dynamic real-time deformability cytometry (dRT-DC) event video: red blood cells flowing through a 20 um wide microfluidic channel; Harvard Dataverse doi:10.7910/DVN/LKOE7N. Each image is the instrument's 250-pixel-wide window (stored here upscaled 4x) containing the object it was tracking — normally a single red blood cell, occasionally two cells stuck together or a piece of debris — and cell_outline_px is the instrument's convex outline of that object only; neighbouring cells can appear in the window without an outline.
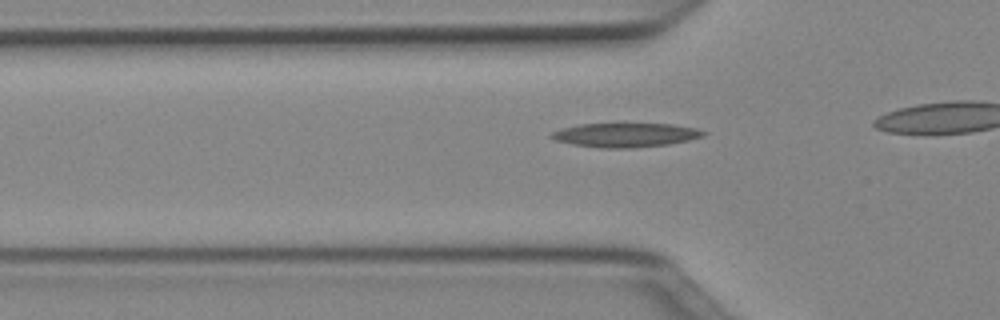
{"species": "Egyptian fruit bat (a non-hibernating species)", "species_latin": "Rousettus aegyptiacus", "temperature_condition": "cold", "stored_images_in_passage": 31, "camera_frame_rate_fps": 3000, "um_per_image_px": 0.085, "animal": {"sex": "female"}, "frame": {"image": 1, "passage_image": 7, "time_ms": 2.0, "image_size_px": [1000, 320], "cell_outline_px": [[708, 132], [704, 136], [688, 140], [668, 144], [628, 148], [600, 148], [572, 144], [552, 140], [548, 136], [552, 132], [560, 128], [580, 124], [672, 124], [696, 128]], "centroid_in_image_um": [53.12, 11.47], "position_along_channel_um": 72.7, "area_um2": 21.39}}
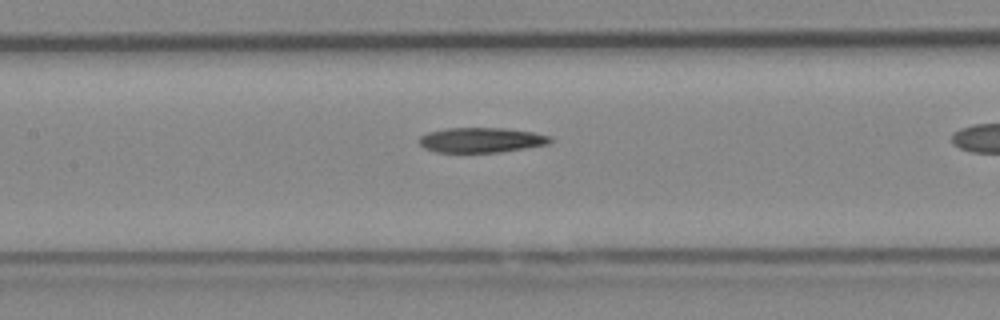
{"frame": {"image": 2, "passage_image": 14, "time_ms": 4.333, "image_size_px": [1000, 320], "cell_outline_px": [[552, 140], [548, 144], [500, 152], [436, 152], [424, 148], [420, 144], [420, 136], [428, 132], [448, 128], [504, 128], [532, 132], [552, 136]], "centroid_in_image_um": [40.91, 11.9], "position_along_channel_um": 166.5, "area_um2": 18.96}}
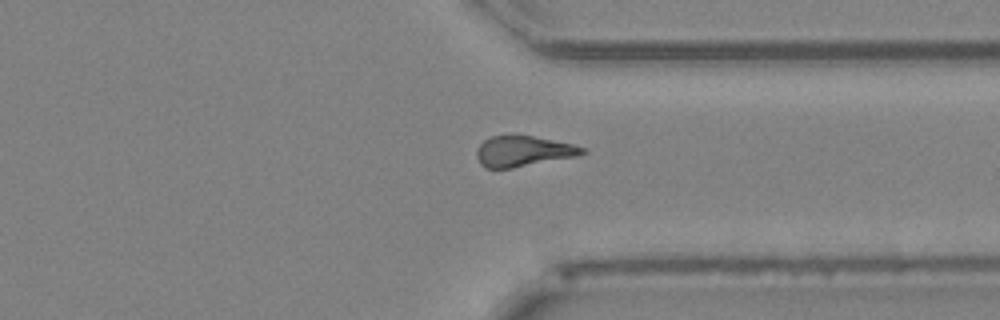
{"frame": {"image": 3, "passage_image": 29, "time_ms": 9.333, "image_size_px": [1000, 320], "cell_outline_px": [[588, 152], [576, 156], [512, 168], [484, 168], [480, 164], [476, 156], [476, 152], [480, 144], [484, 140], [492, 136], [532, 136], [572, 144], [584, 148]], "centroid_in_image_um": [44.45, 12.87], "position_along_channel_um": 367.0, "area_um2": 18.55}}